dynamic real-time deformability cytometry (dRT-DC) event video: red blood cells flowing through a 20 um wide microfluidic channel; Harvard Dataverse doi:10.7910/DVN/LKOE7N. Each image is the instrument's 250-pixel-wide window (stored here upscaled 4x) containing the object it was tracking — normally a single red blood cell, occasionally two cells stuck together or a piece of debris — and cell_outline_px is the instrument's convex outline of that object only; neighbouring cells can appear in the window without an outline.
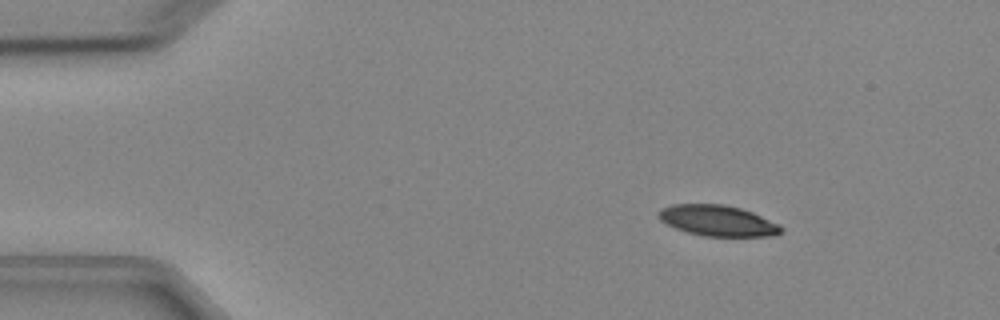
{"species": "Egyptian fruit bat (a non-hibernating species)", "species_latin": "Rousettus aegyptiacus", "temperature_condition": "cold", "stored_images_in_passage": 3, "camera_frame_rate_fps": 3000, "um_per_image_px": 0.085, "animal": {"sex": "female"}, "frame": {"image": 1, "passage_image": 1, "time_ms": 0.0, "image_size_px": [1000, 320], "cell_outline_px": [[784, 228], [780, 232], [772, 236], [704, 236], [688, 232], [676, 228], [660, 220], [656, 212], [660, 208], [672, 204], [724, 204], [740, 208], [752, 212], [780, 224]], "centroid_in_image_um": [60.99, 18.74], "position_along_channel_um": 24.0, "area_um2": 22.02}}
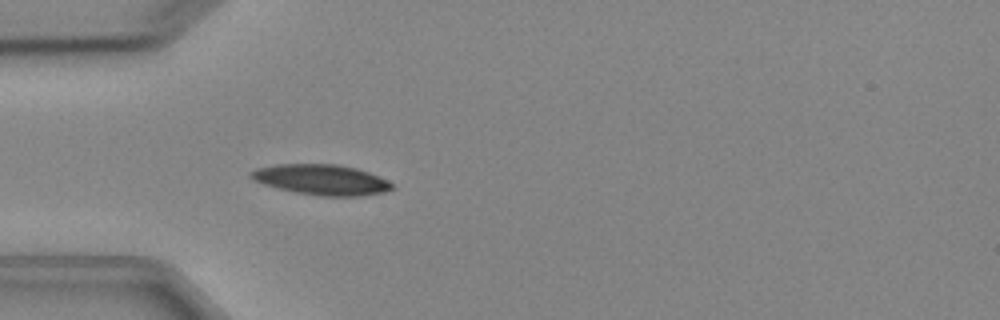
{"frame": {"image": 2, "passage_image": 3, "time_ms": 2.667, "image_size_px": [1000, 320], "cell_outline_px": [[392, 188], [384, 192], [360, 196], [320, 196], [296, 192], [276, 188], [252, 180], [248, 176], [248, 172], [256, 168], [276, 164], [336, 164], [356, 168], [368, 172], [388, 180], [392, 184]], "centroid_in_image_um": [27.27, 15.27], "position_along_channel_um": 57.7, "area_um2": 25.09}}